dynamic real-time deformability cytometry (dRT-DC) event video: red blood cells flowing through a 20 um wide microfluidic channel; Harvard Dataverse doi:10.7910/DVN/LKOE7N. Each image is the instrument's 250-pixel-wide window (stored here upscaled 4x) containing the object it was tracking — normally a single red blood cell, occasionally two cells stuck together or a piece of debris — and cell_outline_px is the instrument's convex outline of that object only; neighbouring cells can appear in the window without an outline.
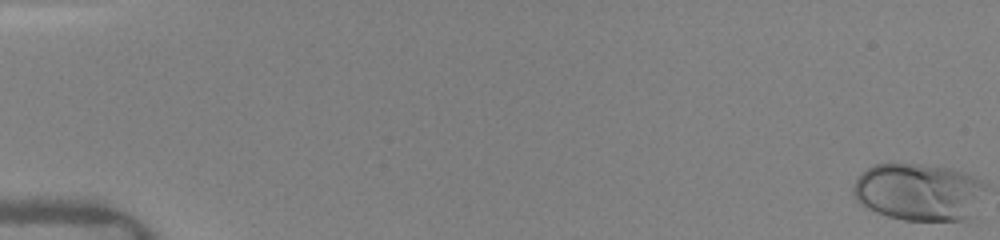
{"species": "human", "species_latin": "Homo sapiens", "temperature_condition": "warm", "stored_images_in_passage": 26, "camera_frame_rate_fps": 3000, "um_per_image_px": 0.085, "donor": {"sex": "female"}, "frame": {"image": 1, "passage_image": 1, "time_ms": 0.0, "image_size_px": [1000, 240], "cell_outline_px": [[984, 188], [964, 220], [904, 220], [888, 216], [876, 212], [860, 204], [856, 200], [852, 192], [852, 188], [856, 180], [868, 168], [876, 164], [920, 164], [948, 168], [964, 172], [980, 180], [984, 184]], "centroid_in_image_um": [77.99, 16.3], "position_along_channel_um": 7.0, "area_um2": 43.18}}
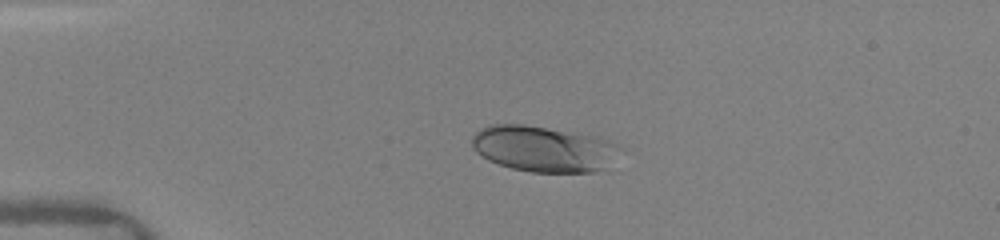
{"frame": {"image": 2, "passage_image": 19, "time_ms": 4.0, "image_size_px": [1000, 240], "cell_outline_px": [[620, 148], [600, 168], [592, 172], [532, 172], [512, 168], [488, 160], [476, 152], [472, 148], [472, 136], [476, 132], [492, 124], [524, 124], [596, 136], [608, 140], [616, 144]], "centroid_in_image_um": [46.09, 12.63], "position_along_channel_um": 38.9, "area_um2": 38.73}}